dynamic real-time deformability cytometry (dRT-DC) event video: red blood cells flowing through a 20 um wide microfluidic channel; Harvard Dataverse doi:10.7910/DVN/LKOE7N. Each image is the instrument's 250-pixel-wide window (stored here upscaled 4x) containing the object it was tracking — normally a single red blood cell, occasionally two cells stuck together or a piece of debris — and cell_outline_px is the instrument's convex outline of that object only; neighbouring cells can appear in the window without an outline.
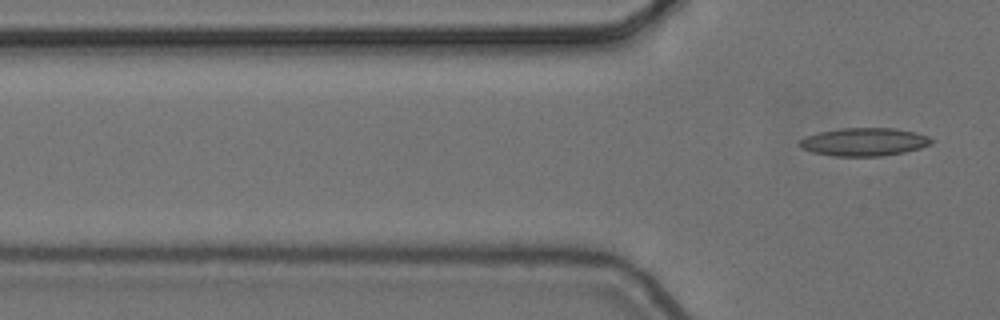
{"species": "common noctule bat (a hibernating species)", "species_latin": "Nyctalus noctula", "temperature_condition": "cold", "stored_images_in_passage": 3, "segment_of_instrument_passage": [2, 2], "camera_frame_rate_fps": 3000, "um_per_image_px": 0.085, "animal": {"sex": "female", "body_mass_g": 24.6, "forearm_length_mm": 56.2}, "frame": {"image": 1, "passage_image": 3, "time_ms": 0.667, "image_size_px": [1000, 320], "cell_outline_px": [[932, 144], [920, 148], [904, 152], [884, 156], [832, 156], [812, 152], [800, 148], [800, 140], [808, 136], [820, 132], [840, 128], [896, 128], [916, 132], [928, 136], [932, 140]], "centroid_in_image_um": [73.47, 12.06], "position_along_channel_um": 52.3, "area_um2": 21.56}}